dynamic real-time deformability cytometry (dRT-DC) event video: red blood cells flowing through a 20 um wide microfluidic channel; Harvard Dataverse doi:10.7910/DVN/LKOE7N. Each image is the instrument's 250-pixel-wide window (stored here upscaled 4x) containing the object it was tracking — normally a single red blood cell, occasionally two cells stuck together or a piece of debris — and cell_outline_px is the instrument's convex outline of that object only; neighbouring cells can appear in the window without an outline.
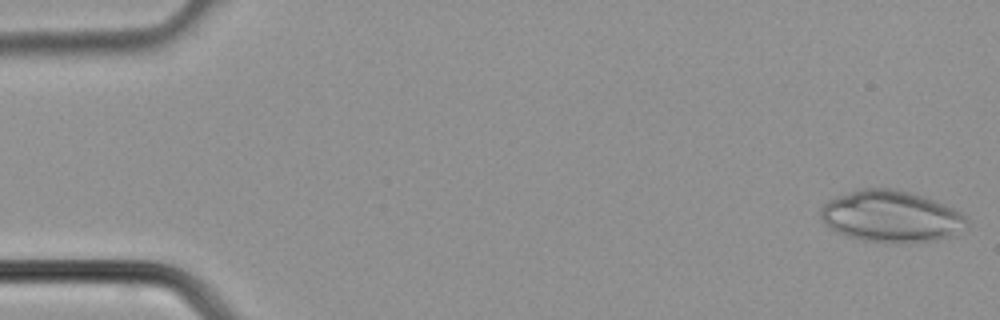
{"species": "common noctule bat (a hibernating species)", "species_latin": "Nyctalus noctula", "temperature_condition": "cold", "stored_images_in_passage": 37, "camera_frame_rate_fps": 3000, "um_per_image_px": 0.085, "animal": {"sex": "male", "body_mass_g": 21.5, "forearm_length_mm": 52.0}, "frame": {"image": 1, "passage_image": 1, "time_ms": 0.0, "image_size_px": [1000, 320], "cell_outline_px": [[968, 224], [952, 236], [936, 240], [864, 240], [848, 236], [836, 232], [824, 224], [820, 216], [820, 208], [828, 200], [836, 196], [864, 188], [892, 188], [924, 196], [936, 200], [960, 212], [968, 220]], "centroid_in_image_um": [75.71, 18.35], "position_along_channel_um": 9.3, "area_um2": 43.0}}
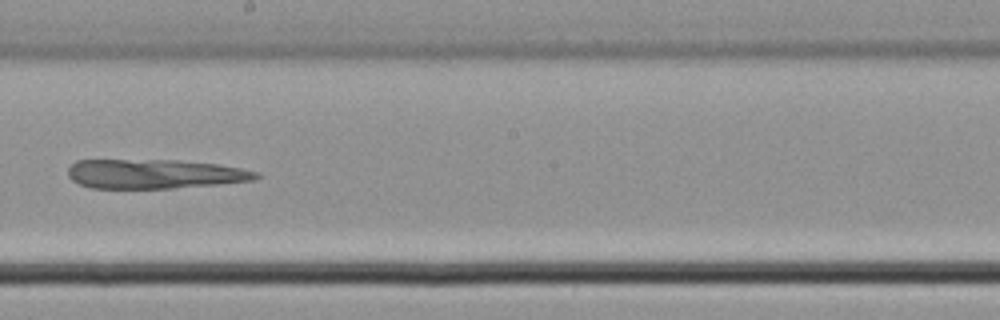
{"frame": {"image": 2, "passage_image": 21, "time_ms": 6.667, "image_size_px": [1000, 320], "cell_outline_px": [[260, 176], [256, 180], [216, 184], [172, 188], [92, 188], [80, 184], [72, 180], [68, 176], [68, 168], [76, 160], [176, 160], [216, 164], [240, 168], [260, 172]], "centroid_in_image_um": [13.14, 14.78], "position_along_channel_um": 235.1, "area_um2": 32.08}}
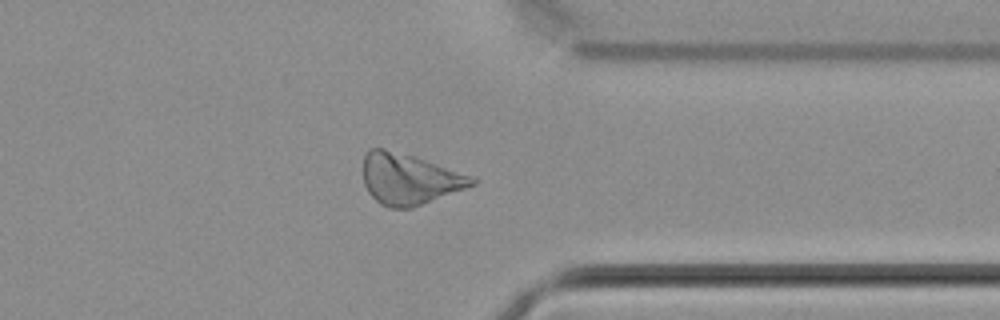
{"frame": {"image": 3, "passage_image": 29, "time_ms": 9.333, "image_size_px": [1000, 320], "cell_outline_px": [[480, 180], [476, 184], [412, 208], [388, 208], [380, 204], [368, 192], [364, 184], [364, 152], [368, 148], [384, 148], [412, 156], [476, 176]], "centroid_in_image_um": [34.8, 15.22], "position_along_channel_um": 376.6, "area_um2": 32.37}}